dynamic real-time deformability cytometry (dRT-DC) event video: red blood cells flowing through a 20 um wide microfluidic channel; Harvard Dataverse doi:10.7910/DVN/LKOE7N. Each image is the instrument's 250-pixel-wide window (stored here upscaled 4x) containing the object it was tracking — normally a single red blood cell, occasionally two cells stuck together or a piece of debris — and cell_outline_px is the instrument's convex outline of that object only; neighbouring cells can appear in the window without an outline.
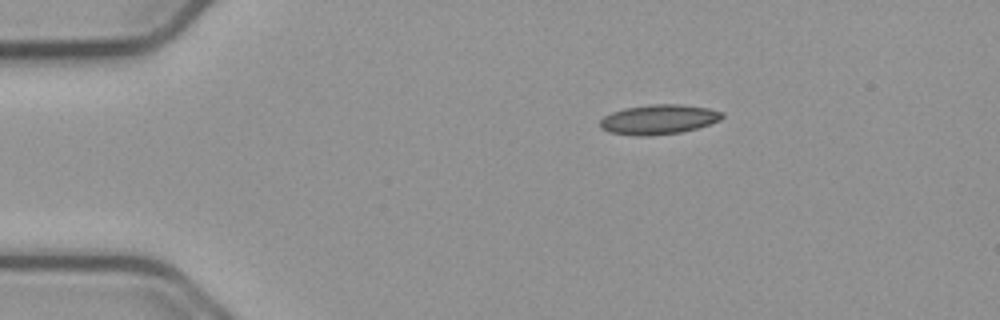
{"species": "common noctule bat (a hibernating species)", "species_latin": "Nyctalus noctula", "temperature_condition": "cold", "stored_images_in_passage": 46, "camera_frame_rate_fps": 3000, "um_per_image_px": 0.085, "animal": {"sex": "male", "body_mass_g": 23.1, "forearm_length_mm": 52.7}, "frame": {"image": 1, "passage_image": 1, "time_ms": 0.0, "image_size_px": [1000, 320], "cell_outline_px": [[724, 116], [720, 120], [696, 128], [680, 132], [644, 136], [632, 136], [608, 132], [600, 128], [600, 120], [604, 116], [612, 112], [624, 108], [652, 104], [680, 104], [708, 108], [724, 112]], "centroid_in_image_um": [55.96, 10.15], "position_along_channel_um": 29.0, "area_um2": 21.15}}
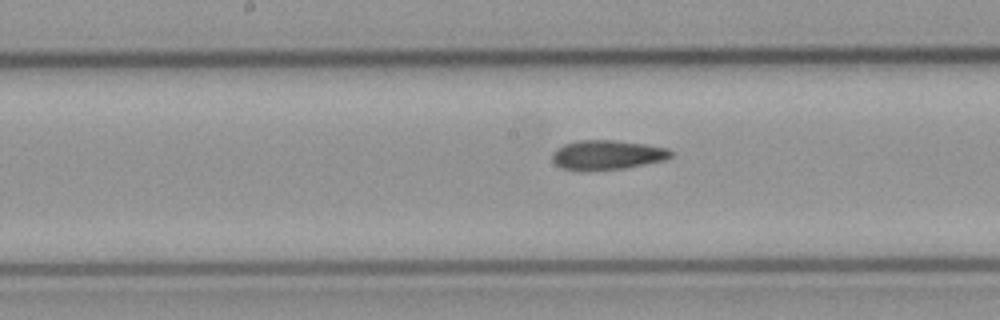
{"frame": {"image": 2, "passage_image": 19, "time_ms": 6.0, "image_size_px": [1000, 320], "cell_outline_px": [[672, 156], [664, 160], [624, 168], [564, 168], [556, 164], [552, 160], [552, 152], [556, 148], [564, 144], [576, 140], [616, 140], [644, 144], [668, 148], [672, 152]], "centroid_in_image_um": [51.63, 13.12], "position_along_channel_um": 196.6, "area_um2": 19.71}}
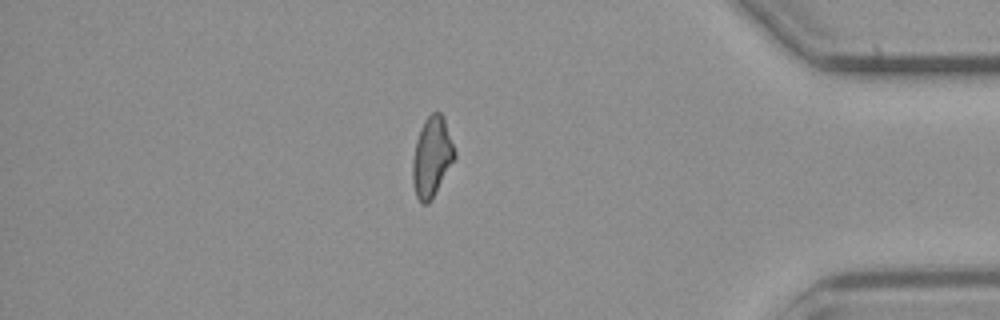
{"frame": {"image": 3, "passage_image": 38, "time_ms": 12.333, "image_size_px": [1000, 320], "cell_outline_px": [[456, 156], [432, 200], [428, 204], [420, 204], [416, 196], [412, 184], [412, 160], [416, 140], [420, 128], [424, 120], [432, 112], [440, 112], [444, 116], [456, 152]], "centroid_in_image_um": [36.69, 13.35], "position_along_channel_um": 398.5, "area_um2": 19.88}, "authors_computed_cell_mechanics": {"area_um2": 20.23, "velocity_mm_per_s": 3.7566, "shape_relaxation_time_tau1_ms": null, "shape_relaxation_time_tau2_ms": 5.9544, "deformation_change_tau1": null, "deformation_change_tau2": 0.1272}}